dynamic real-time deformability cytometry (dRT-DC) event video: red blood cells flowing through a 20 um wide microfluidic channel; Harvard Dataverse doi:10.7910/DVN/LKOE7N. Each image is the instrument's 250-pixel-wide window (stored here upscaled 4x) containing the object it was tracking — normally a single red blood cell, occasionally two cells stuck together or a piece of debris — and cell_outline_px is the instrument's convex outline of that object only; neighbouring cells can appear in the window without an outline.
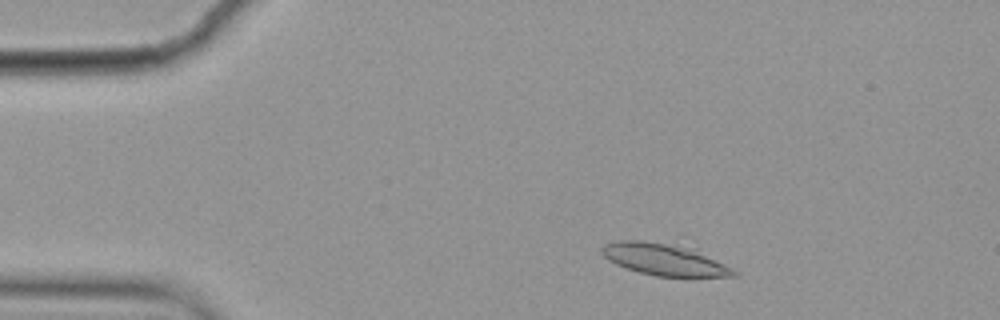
{"species": "common noctule bat (a hibernating species)", "species_latin": "Nyctalus noctula", "temperature_condition": "cold", "stored_images_in_passage": 2, "camera_frame_rate_fps": 3000, "um_per_image_px": 0.085, "animal": {"sex": "female", "body_mass_g": 19.9}, "frame": {"image": 1, "passage_image": 1, "time_ms": 0.0, "image_size_px": [1000, 320], "cell_outline_px": [[740, 276], [656, 276], [640, 272], [616, 264], [608, 260], [600, 252], [600, 248], [604, 244], [620, 240], [688, 236], [740, 272]], "centroid_in_image_um": [56.71, 21.88], "position_along_channel_um": 28.3, "area_um2": 28.15}}